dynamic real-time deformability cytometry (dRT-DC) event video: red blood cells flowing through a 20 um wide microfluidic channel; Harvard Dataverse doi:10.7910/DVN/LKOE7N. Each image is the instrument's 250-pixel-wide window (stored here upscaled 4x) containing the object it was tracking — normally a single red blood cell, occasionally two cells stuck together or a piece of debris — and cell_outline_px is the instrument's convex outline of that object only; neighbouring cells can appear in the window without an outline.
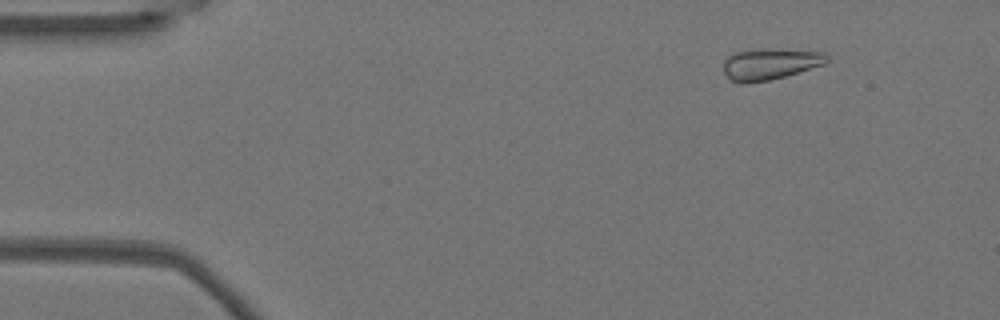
{"species": "Egyptian fruit bat (a non-hibernating species)", "species_latin": "Rousettus aegyptiacus", "temperature_condition": "warm", "stored_images_in_passage": 53, "camera_frame_rate_fps": 3000, "um_per_image_px": 0.085, "animal": {"sex": "female"}, "frame": {"image": 1, "passage_image": 6, "time_ms": 1.667, "image_size_px": [1000, 320], "cell_outline_px": [[828, 60], [824, 64], [784, 76], [768, 80], [744, 84], [740, 84], [732, 80], [724, 72], [724, 60], [728, 56], [736, 52], [752, 48], [780, 48], [824, 52], [828, 56]], "centroid_in_image_um": [65.44, 5.41], "position_along_channel_um": 19.6, "area_um2": 19.07}}
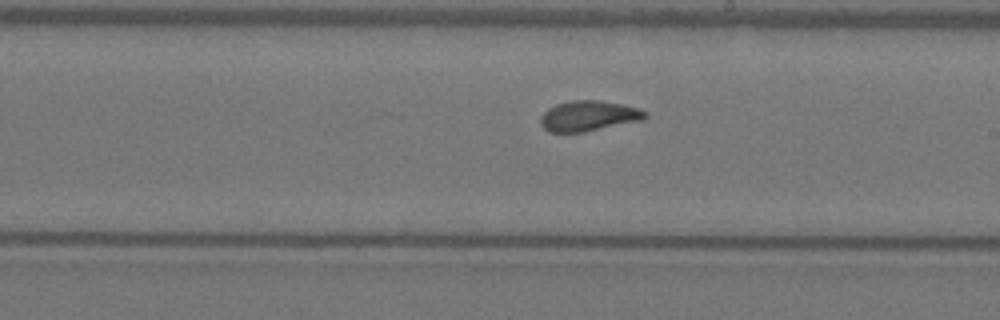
{"frame": {"image": 2, "passage_image": 30, "time_ms": 9.667, "image_size_px": [1000, 320], "cell_outline_px": [[648, 116], [644, 120], [584, 132], [548, 132], [540, 124], [540, 116], [548, 108], [556, 104], [572, 100], [600, 100], [640, 108], [648, 112]], "centroid_in_image_um": [50.05, 9.85], "position_along_channel_um": 238.9, "area_um2": 18.73}}
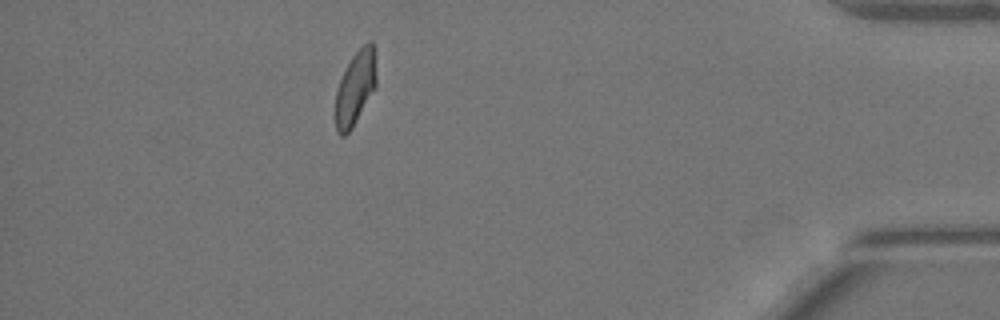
{"frame": {"image": 3, "passage_image": 47, "time_ms": 15.333, "image_size_px": [1000, 320], "cell_outline_px": [[376, 88], [352, 128], [344, 136], [340, 136], [336, 132], [336, 92], [340, 80], [352, 56], [368, 40], [372, 40], [376, 48]], "centroid_in_image_um": [30.25, 7.44], "position_along_channel_um": 405.0, "area_um2": 17.8}, "authors_computed_cell_mechanics": {"area_um2": 18.5538, "velocity_mm_per_s": 3.8049, "shape_relaxation_time_tau1_ms": 4.1225, "shape_relaxation_time_tau2_ms": 0.8678, "deformation_change_tau1": 0.1559, "deformation_change_tau2": 0.0733}}